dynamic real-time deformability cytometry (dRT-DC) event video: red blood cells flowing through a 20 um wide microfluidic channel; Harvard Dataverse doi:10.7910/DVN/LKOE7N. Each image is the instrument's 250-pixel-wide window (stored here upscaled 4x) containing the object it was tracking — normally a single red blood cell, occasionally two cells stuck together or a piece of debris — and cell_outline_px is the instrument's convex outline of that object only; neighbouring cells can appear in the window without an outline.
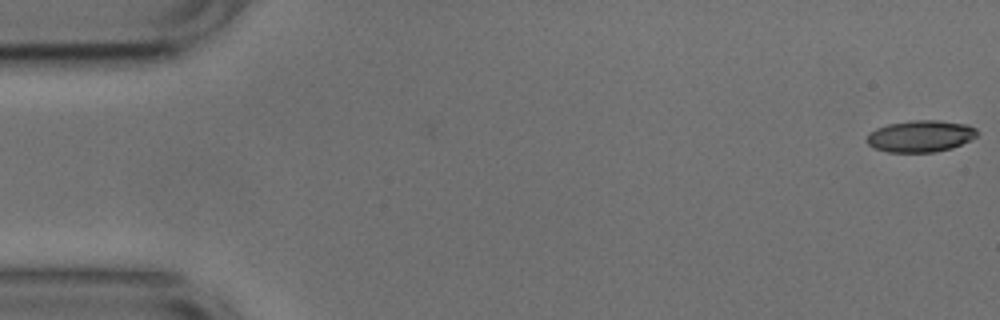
{"species": "common noctule bat (a hibernating species)", "species_latin": "Nyctalus noctula", "temperature_condition": "cold", "stored_images_in_passage": 9, "camera_frame_rate_fps": 3000, "um_per_image_px": 0.085, "animal": {"sex": "male", "body_mass_g": 17.9, "forearm_length_mm": 54.2}, "frame": {"image": 1, "passage_image": 1, "time_ms": 0.0, "image_size_px": [1000, 320], "cell_outline_px": [[980, 132], [976, 136], [952, 148], [932, 152], [888, 152], [876, 148], [868, 144], [868, 136], [876, 128], [888, 124], [912, 120], [940, 120], [968, 124], [976, 128]], "centroid_in_image_um": [78.29, 11.56], "position_along_channel_um": 6.7, "area_um2": 20.23}}